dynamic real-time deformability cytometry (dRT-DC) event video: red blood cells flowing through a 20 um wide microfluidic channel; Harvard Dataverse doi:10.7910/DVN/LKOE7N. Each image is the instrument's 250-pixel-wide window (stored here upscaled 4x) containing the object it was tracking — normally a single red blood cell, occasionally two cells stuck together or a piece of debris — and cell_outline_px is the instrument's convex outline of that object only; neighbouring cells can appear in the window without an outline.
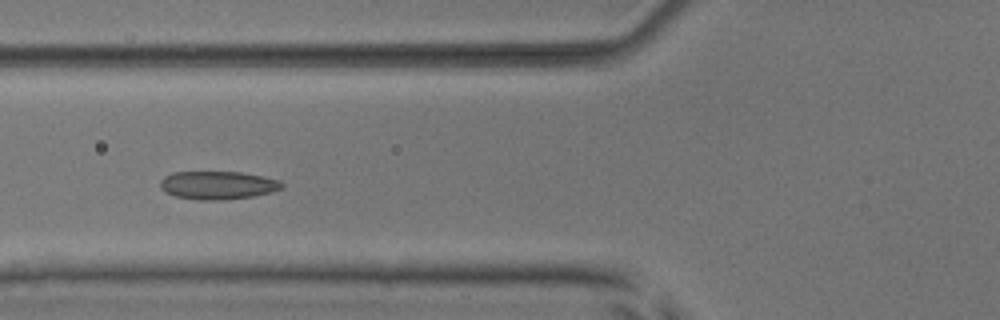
{"species": "common noctule bat (a hibernating species)", "species_latin": "Nyctalus noctula", "temperature_condition": "room temperature", "stored_images_in_passage": 7, "camera_frame_rate_fps": 3000, "um_per_image_px": 0.085, "animal": {"sex": "male", "body_mass_g": 17.9, "forearm_length_mm": 54.2}, "frame": {"image": 1, "passage_image": 5, "time_ms": 5.333, "image_size_px": [1000, 320], "cell_outline_px": [[284, 188], [272, 192], [256, 196], [220, 200], [196, 200], [176, 196], [164, 192], [160, 188], [160, 180], [164, 176], [172, 172], [240, 172], [264, 176], [280, 180], [284, 184]], "centroid_in_image_um": [18.53, 15.74], "position_along_channel_um": 107.3, "area_um2": 20.29}}
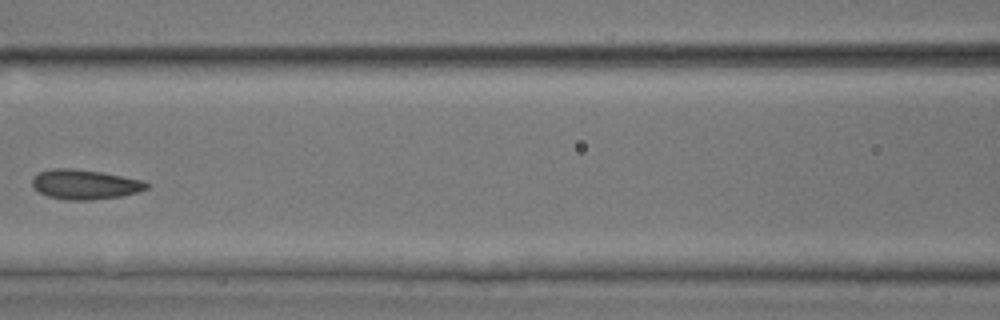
{"frame": {"image": 2, "passage_image": 6, "time_ms": 6.667, "image_size_px": [1000, 320], "cell_outline_px": [[148, 188], [136, 192], [120, 196], [92, 200], [68, 200], [48, 196], [40, 192], [32, 184], [32, 180], [40, 172], [52, 168], [72, 168], [100, 172], [140, 180], [148, 184]], "centroid_in_image_um": [7.19, 15.68], "position_along_channel_um": 159.4, "area_um2": 19.36}}